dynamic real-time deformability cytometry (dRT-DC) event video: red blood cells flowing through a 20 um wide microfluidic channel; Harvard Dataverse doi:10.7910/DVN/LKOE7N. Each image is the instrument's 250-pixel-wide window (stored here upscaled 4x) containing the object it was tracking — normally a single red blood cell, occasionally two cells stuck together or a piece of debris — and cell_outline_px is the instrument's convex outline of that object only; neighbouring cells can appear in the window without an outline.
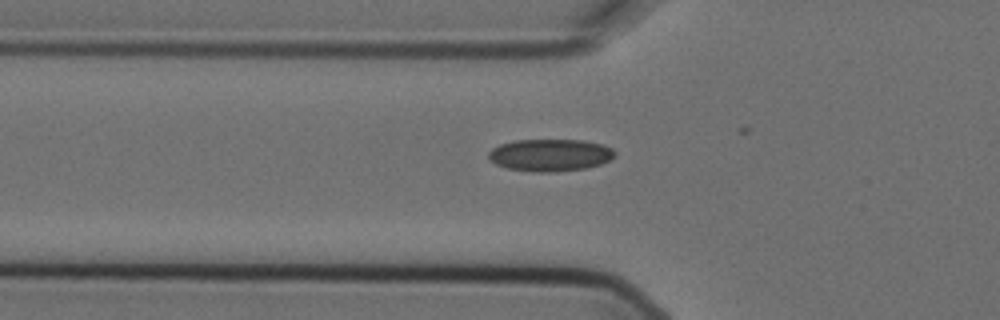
{"species": "Egyptian fruit bat (a non-hibernating species)", "species_latin": "Rousettus aegyptiacus", "temperature_condition": "cold", "stored_images_in_passage": 4, "camera_frame_rate_fps": 3000, "um_per_image_px": 0.085, "animal": {"sex": "female"}, "frame": {"image": 1, "passage_image": 4, "time_ms": 1.0, "image_size_px": [1000, 320], "cell_outline_px": [[616, 156], [600, 164], [584, 168], [552, 172], [536, 172], [508, 168], [496, 164], [488, 160], [488, 152], [492, 148], [500, 144], [516, 140], [584, 140], [604, 144], [612, 148], [616, 152]], "centroid_in_image_um": [46.76, 13.17], "position_along_channel_um": 79.0, "area_um2": 23.76}}